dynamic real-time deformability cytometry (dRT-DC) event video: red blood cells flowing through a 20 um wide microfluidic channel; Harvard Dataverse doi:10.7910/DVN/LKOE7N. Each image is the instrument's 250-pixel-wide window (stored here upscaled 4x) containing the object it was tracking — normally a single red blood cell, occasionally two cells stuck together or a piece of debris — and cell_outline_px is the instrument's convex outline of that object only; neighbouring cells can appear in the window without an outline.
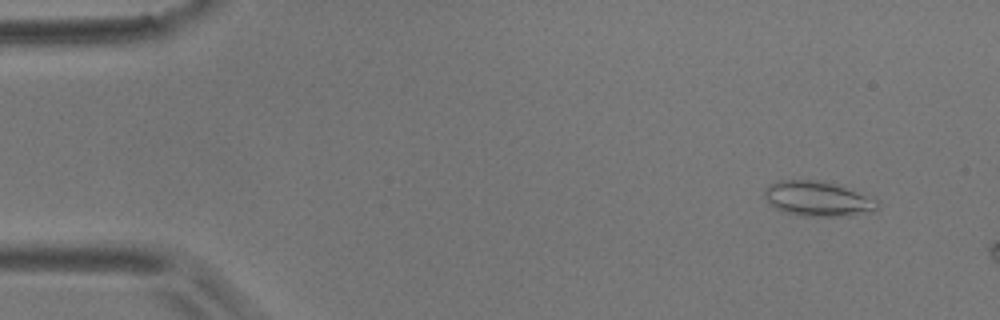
{"species": "common noctule bat (a hibernating species)", "species_latin": "Nyctalus noctula", "temperature_condition": "room temperature", "stored_images_in_passage": 11, "camera_frame_rate_fps": 3000, "um_per_image_px": 0.085, "animal": {"sex": "male", "body_mass_g": 17.9}, "frame": {"image": 1, "passage_image": 5, "time_ms": 1.333, "image_size_px": [1000, 320], "cell_outline_px": [[880, 204], [872, 212], [852, 216], [800, 216], [784, 212], [772, 208], [764, 196], [764, 188], [780, 180], [824, 180], [876, 196], [880, 200]], "centroid_in_image_um": [69.59, 16.9], "position_along_channel_um": 15.4, "area_um2": 23.87}}